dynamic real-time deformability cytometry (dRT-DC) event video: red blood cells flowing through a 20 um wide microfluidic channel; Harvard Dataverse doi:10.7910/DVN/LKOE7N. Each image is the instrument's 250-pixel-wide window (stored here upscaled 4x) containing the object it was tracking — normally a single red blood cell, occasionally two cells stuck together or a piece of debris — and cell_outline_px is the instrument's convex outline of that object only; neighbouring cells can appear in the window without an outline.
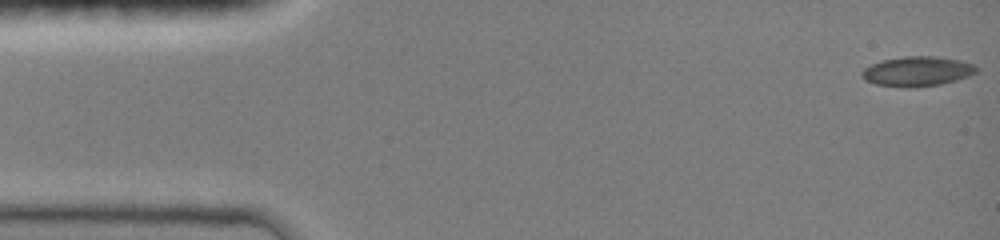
{"species": "common noctule bat (a hibernating species)", "species_latin": "Nyctalus noctula", "temperature_condition": "room temperature", "stored_images_in_passage": 48, "camera_frame_rate_fps": 3000, "um_per_image_px": 0.085, "animal": {"sex": "female", "body_mass_g": 19.0, "forearm_length_mm": 51.5}, "frame": {"image": 1, "passage_image": 1, "time_ms": 0.0, "image_size_px": [1000, 240], "cell_outline_px": [[980, 68], [976, 72], [968, 76], [956, 80], [940, 84], [916, 88], [908, 88], [876, 84], [864, 80], [860, 76], [860, 72], [864, 68], [872, 64], [884, 60], [904, 56], [932, 56], [960, 60], [976, 64]], "centroid_in_image_um": [77.97, 6.07], "position_along_channel_um": 7.0, "area_um2": 20.06}}
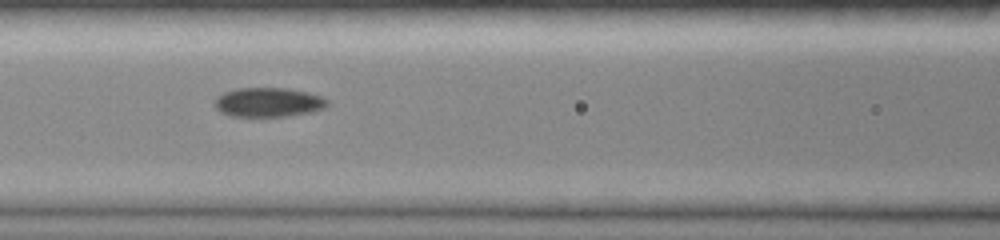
{"frame": {"image": 2, "passage_image": 21, "time_ms": 6.333, "image_size_px": [1000, 240], "cell_outline_px": [[328, 104], [324, 108], [316, 112], [288, 116], [232, 116], [220, 112], [212, 104], [216, 96], [224, 92], [236, 88], [288, 88], [308, 92], [320, 96], [328, 100]], "centroid_in_image_um": [22.8, 8.69], "position_along_channel_um": 143.8, "area_um2": 19.54}}
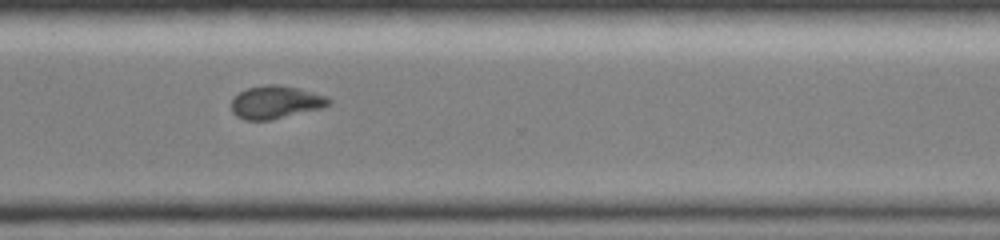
{"frame": {"image": 3, "passage_image": 47, "time_ms": 11.333, "image_size_px": [1000, 240], "cell_outline_px": [[332, 104], [320, 108], [272, 120], [244, 120], [236, 116], [232, 112], [232, 100], [240, 92], [248, 88], [264, 84], [276, 84], [296, 88], [328, 96], [332, 100]], "centroid_in_image_um": [23.44, 8.69], "position_along_channel_um": 347.2, "area_um2": 18.61}}